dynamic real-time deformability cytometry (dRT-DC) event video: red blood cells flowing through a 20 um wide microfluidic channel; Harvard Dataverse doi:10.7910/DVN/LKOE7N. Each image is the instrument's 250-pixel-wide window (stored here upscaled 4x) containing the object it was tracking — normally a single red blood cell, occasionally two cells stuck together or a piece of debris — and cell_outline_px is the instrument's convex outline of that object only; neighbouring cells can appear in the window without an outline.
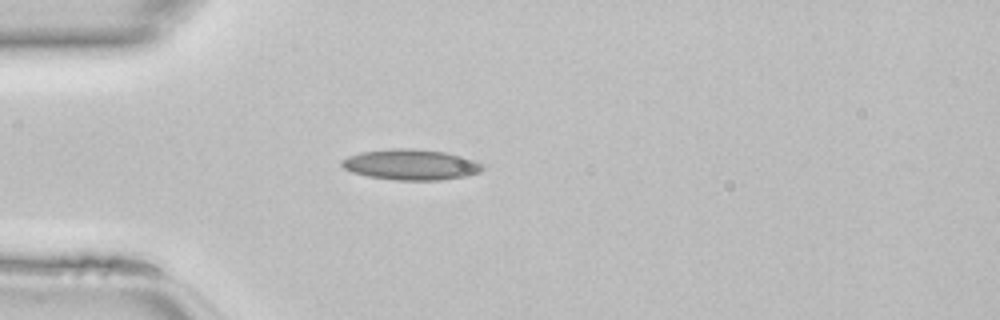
{"species": "common noctule bat (a hibernating species)", "species_latin": "Nyctalus noctula", "temperature_condition": "room temperature", "stored_images_in_passage": 34, "camera_frame_rate_fps": 3000, "um_per_image_px": 0.085, "animal": {"sex": "female", "body_mass_g": 22.7, "forearm_length_mm": 54.2}, "frame": {"image": 1, "passage_image": 1, "time_ms": 0.0, "image_size_px": [1000, 320], "cell_outline_px": [[484, 168], [480, 172], [468, 176], [440, 180], [392, 180], [368, 176], [352, 172], [344, 168], [340, 164], [340, 160], [348, 156], [360, 152], [392, 148], [412, 148], [448, 152], [472, 160], [480, 164]], "centroid_in_image_um": [34.89, 13.99], "position_along_channel_um": 50.1, "area_um2": 25.26}}
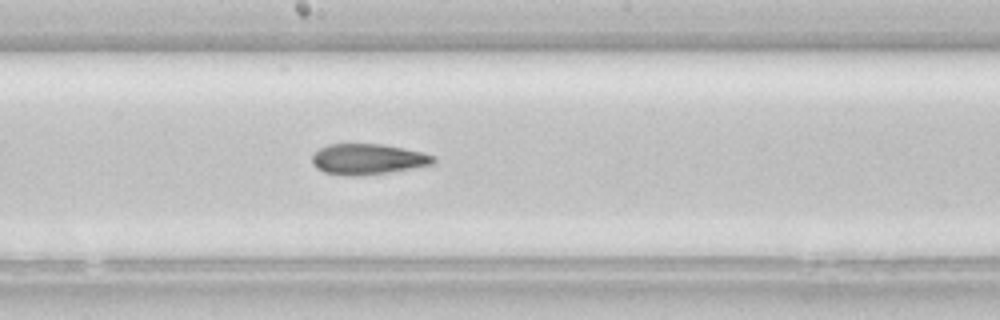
{"frame": {"image": 2, "passage_image": 13, "time_ms": 4.0, "image_size_px": [1000, 320], "cell_outline_px": [[436, 160], [432, 164], [388, 172], [356, 176], [344, 176], [324, 172], [316, 168], [312, 164], [312, 156], [320, 148], [328, 144], [384, 144], [424, 152], [436, 156]], "centroid_in_image_um": [31.26, 13.52], "position_along_channel_um": 216.9, "area_um2": 21.73}}
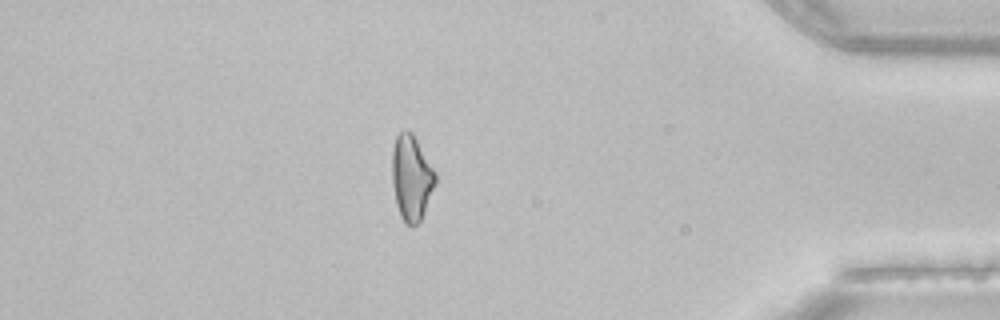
{"frame": {"image": 3, "passage_image": 28, "time_ms": 9.0, "image_size_px": [1000, 320], "cell_outline_px": [[436, 184], [424, 212], [420, 220], [412, 228], [404, 224], [400, 216], [396, 204], [392, 184], [392, 148], [396, 136], [400, 132], [408, 128], [412, 132], [436, 172]], "centroid_in_image_um": [34.96, 15.12], "position_along_channel_um": 400.2, "area_um2": 21.85}}